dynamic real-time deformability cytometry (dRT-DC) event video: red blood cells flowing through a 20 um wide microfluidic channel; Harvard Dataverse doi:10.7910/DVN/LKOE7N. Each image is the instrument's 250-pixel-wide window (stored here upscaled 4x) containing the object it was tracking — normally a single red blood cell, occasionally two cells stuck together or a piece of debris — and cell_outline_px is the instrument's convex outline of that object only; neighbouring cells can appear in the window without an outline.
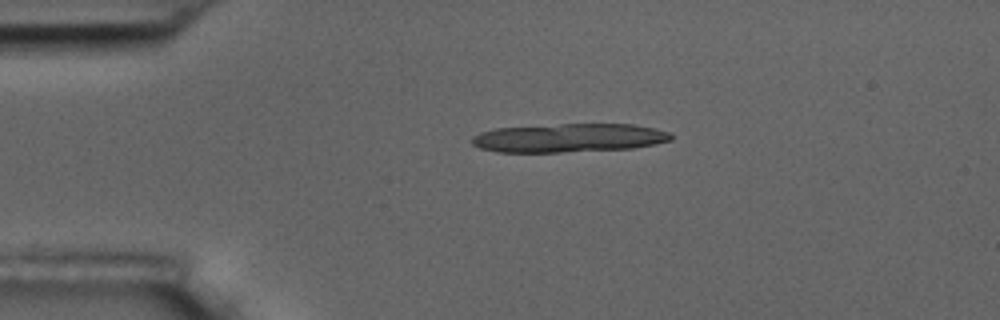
{"species": "common noctule bat (a hibernating species)", "species_latin": "Nyctalus noctula", "temperature_condition": "room temperature", "stored_images_in_passage": 3, "camera_frame_rate_fps": 3000, "um_per_image_px": 0.085, "animal": {"sex": "male", "body_mass_g": 17.5, "forearm_length_mm": 52.3}, "frame": {"image": 1, "passage_image": 1, "time_ms": 0.0, "image_size_px": [1000, 320], "cell_outline_px": [[672, 140], [656, 144], [632, 148], [560, 152], [496, 152], [480, 148], [472, 144], [468, 140], [472, 136], [480, 132], [496, 128], [560, 124], [632, 124], [656, 128], [672, 132]], "centroid_in_image_um": [48.35, 11.72], "position_along_channel_um": 36.6, "area_um2": 33.52}}
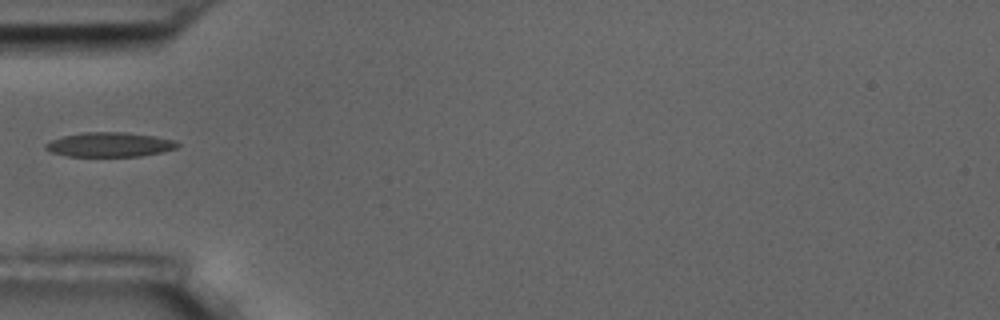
{"frame": {"image": 2, "passage_image": 3, "time_ms": 2.333, "image_size_px": [1000, 320], "cell_outline_px": [[180, 144], [176, 148], [160, 152], [140, 156], [68, 156], [52, 152], [44, 148], [44, 144], [52, 140], [64, 136], [84, 132], [124, 132], [156, 136], [176, 140]], "centroid_in_image_um": [9.34, 12.28], "position_along_channel_um": 75.7, "area_um2": 18.73}}